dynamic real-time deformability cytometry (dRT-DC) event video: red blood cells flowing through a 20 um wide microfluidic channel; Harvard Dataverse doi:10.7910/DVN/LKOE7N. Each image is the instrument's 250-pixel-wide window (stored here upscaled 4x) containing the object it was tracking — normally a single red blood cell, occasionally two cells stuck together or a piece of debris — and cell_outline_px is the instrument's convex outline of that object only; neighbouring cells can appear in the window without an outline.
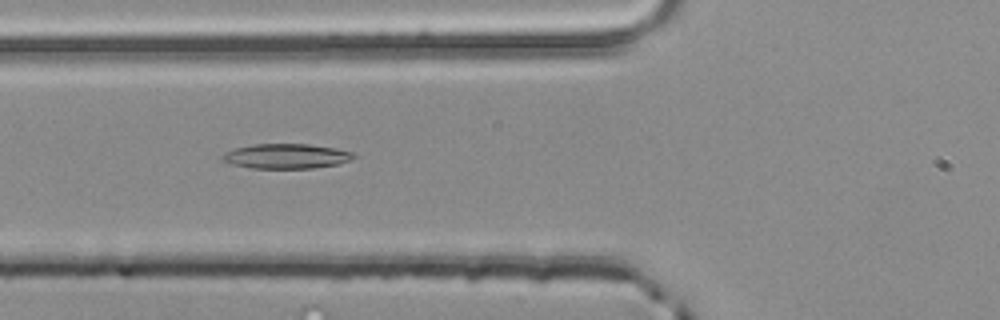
{"species": "common noctule bat (a hibernating species)", "species_latin": "Nyctalus noctula", "temperature_condition": "room temperature", "stored_images_in_passage": 3, "camera_frame_rate_fps": 3000, "um_per_image_px": 0.085, "animal": {"sex": "male", "body_mass_g": 20.4}, "frame": {"image": 1, "passage_image": 3, "time_ms": 0.667, "image_size_px": [1000, 320], "cell_outline_px": [[356, 156], [352, 160], [336, 164], [312, 168], [252, 168], [220, 160], [220, 156], [224, 152], [236, 148], [252, 144], [312, 144], [336, 148], [352, 152]], "centroid_in_image_um": [24.34, 13.26], "position_along_channel_um": 101.5, "area_um2": 18.96}}